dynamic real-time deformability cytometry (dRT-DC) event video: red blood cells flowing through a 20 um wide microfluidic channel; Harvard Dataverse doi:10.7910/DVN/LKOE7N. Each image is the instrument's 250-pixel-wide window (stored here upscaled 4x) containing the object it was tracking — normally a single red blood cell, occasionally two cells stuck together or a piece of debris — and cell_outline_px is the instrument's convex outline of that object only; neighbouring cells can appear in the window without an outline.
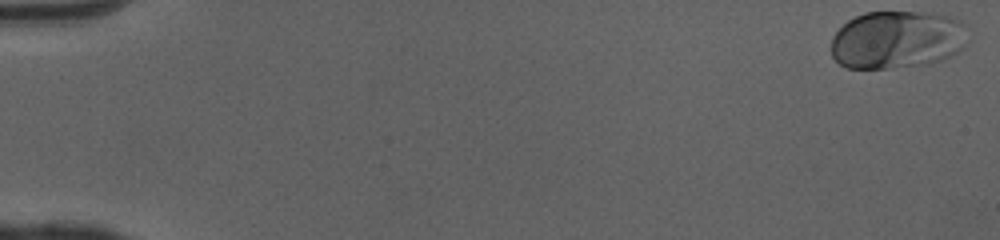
{"species": "human", "species_latin": "Homo sapiens", "temperature_condition": "cold", "stored_images_in_passage": 11, "camera_frame_rate_fps": 3000, "um_per_image_px": 0.085, "donor": {"sex": "female"}, "frame": {"image": 1, "passage_image": 1, "time_ms": 0.0, "image_size_px": [1000, 240], "cell_outline_px": [[968, 44], [956, 52], [940, 60], [928, 64], [892, 68], [848, 68], [840, 64], [832, 56], [832, 36], [848, 20], [864, 12], [920, 12], [948, 16], [964, 24]], "centroid_in_image_um": [76.24, 3.38], "position_along_channel_um": 8.8, "area_um2": 46.01}}